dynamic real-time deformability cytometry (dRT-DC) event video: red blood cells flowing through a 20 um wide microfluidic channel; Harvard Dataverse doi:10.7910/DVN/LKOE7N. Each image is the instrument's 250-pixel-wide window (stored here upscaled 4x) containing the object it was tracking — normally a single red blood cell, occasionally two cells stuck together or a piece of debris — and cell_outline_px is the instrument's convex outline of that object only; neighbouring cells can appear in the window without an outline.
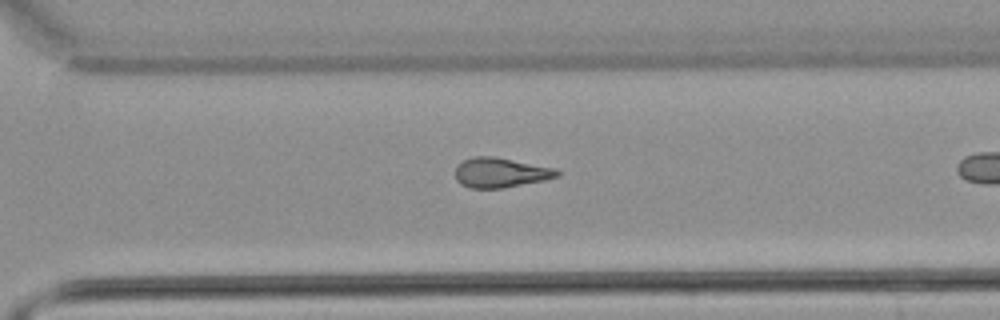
{"species": "common noctule bat (a hibernating species)", "species_latin": "Nyctalus noctula", "temperature_condition": "warm", "stored_images_in_passage": 28, "camera_frame_rate_fps": 3000, "um_per_image_px": 0.085, "animal": {"sex": "male", "body_mass_g": 21.5, "forearm_length_mm": 52.0}, "frame": {"image": 1, "passage_image": 24, "time_ms": 7.667, "image_size_px": [1000, 320], "cell_outline_px": [[560, 176], [544, 180], [504, 188], [468, 188], [460, 184], [456, 180], [456, 168], [464, 160], [472, 156], [492, 156], [556, 168], [560, 172]], "centroid_in_image_um": [42.55, 14.68], "position_along_channel_um": 328.0, "area_um2": 17.69}}